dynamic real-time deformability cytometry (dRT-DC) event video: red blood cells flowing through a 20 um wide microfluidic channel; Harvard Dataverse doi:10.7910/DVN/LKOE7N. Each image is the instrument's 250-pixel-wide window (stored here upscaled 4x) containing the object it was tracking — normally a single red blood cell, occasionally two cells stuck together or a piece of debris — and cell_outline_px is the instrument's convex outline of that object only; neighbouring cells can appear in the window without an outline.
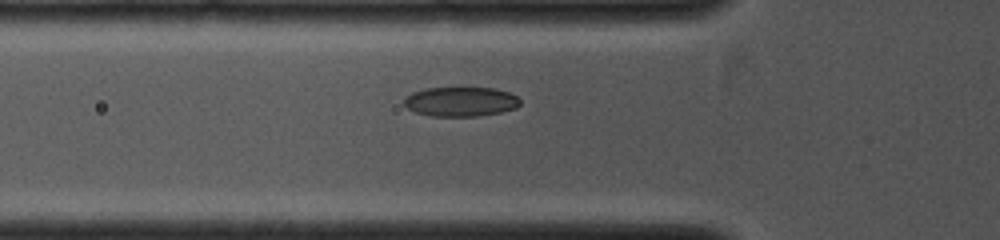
{"species": "common noctule bat (a hibernating species)", "species_latin": "Nyctalus noctula", "temperature_condition": "cold", "stored_images_in_passage": 20, "camera_frame_rate_fps": 4000, "um_per_image_px": 0.085, "animal": {"sex": "female", "body_mass_g": 19.0, "forearm_length_mm": 53.3}, "frame": {"image": 1, "passage_image": 4, "time_ms": 0.75, "image_size_px": [1000, 240], "cell_outline_px": [[520, 104], [516, 108], [500, 112], [476, 116], [432, 116], [416, 112], [408, 108], [404, 104], [404, 96], [412, 92], [424, 88], [496, 88], [508, 92], [516, 96], [520, 100]], "centroid_in_image_um": [39.14, 8.63], "position_along_channel_um": 86.7, "area_um2": 19.94}}
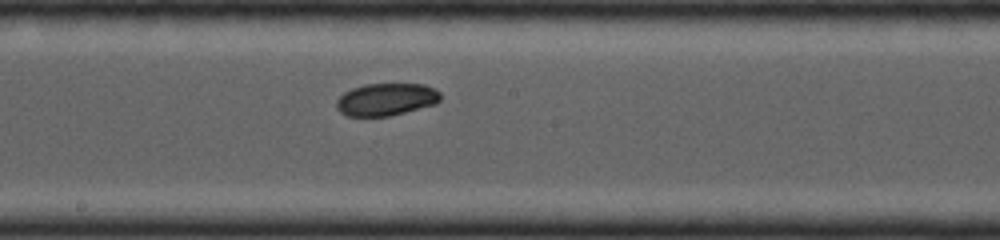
{"frame": {"image": 2, "passage_image": 13, "time_ms": 3.0, "image_size_px": [1000, 240], "cell_outline_px": [[440, 100], [436, 104], [388, 116], [348, 116], [340, 112], [336, 108], [336, 100], [344, 92], [352, 88], [364, 84], [424, 84], [436, 88], [440, 92]], "centroid_in_image_um": [32.82, 8.44], "position_along_channel_um": 215.4, "area_um2": 19.71}}
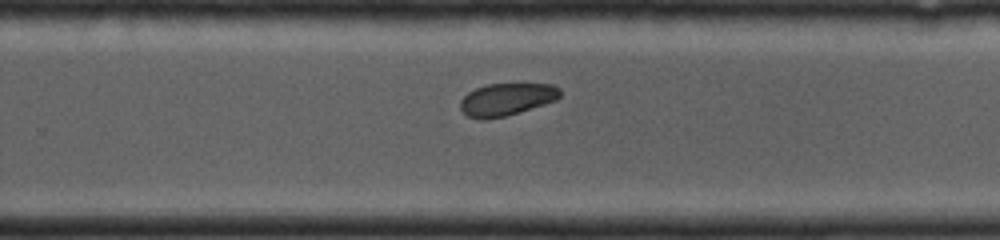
{"frame": {"image": 3, "passage_image": 18, "time_ms": 4.25, "image_size_px": [1000, 240], "cell_outline_px": [[560, 96], [556, 100], [544, 104], [504, 116], [484, 120], [480, 120], [468, 116], [460, 108], [460, 100], [468, 92], [476, 88], [488, 84], [552, 84], [560, 88]], "centroid_in_image_um": [43.04, 8.44], "position_along_channel_um": 286.8, "area_um2": 18.67}}